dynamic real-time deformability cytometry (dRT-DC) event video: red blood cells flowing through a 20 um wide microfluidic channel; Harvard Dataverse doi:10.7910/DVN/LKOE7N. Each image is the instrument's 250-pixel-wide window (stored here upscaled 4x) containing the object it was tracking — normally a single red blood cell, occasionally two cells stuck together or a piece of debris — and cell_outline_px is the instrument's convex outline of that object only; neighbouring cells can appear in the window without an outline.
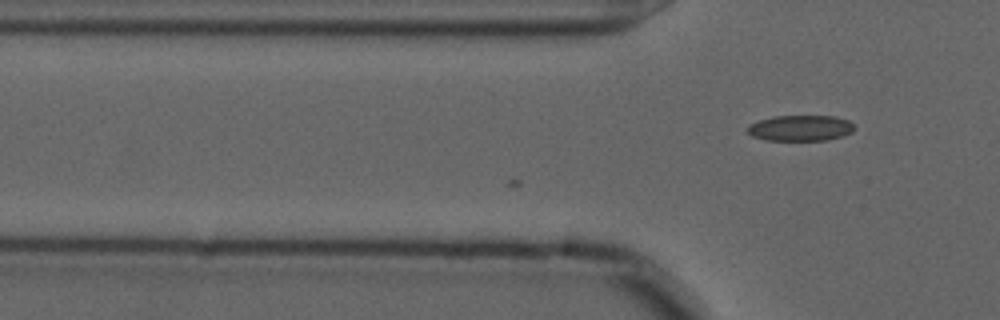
{"species": "common noctule bat (a hibernating species)", "species_latin": "Nyctalus noctula", "temperature_condition": "cold", "stored_images_in_passage": 3, "camera_frame_rate_fps": 3000, "um_per_image_px": 0.085, "animal": {"sex": "male", "forearm_length_mm": 52.5}, "frame": {"image": 1, "passage_image": 3, "time_ms": 0.667, "image_size_px": [1000, 320], "cell_outline_px": [[856, 128], [852, 132], [844, 136], [828, 140], [768, 140], [752, 136], [748, 132], [748, 128], [752, 124], [760, 120], [772, 116], [836, 116], [848, 120]], "centroid_in_image_um": [68.1, 10.88], "position_along_channel_um": 57.7, "area_um2": 16.01}}